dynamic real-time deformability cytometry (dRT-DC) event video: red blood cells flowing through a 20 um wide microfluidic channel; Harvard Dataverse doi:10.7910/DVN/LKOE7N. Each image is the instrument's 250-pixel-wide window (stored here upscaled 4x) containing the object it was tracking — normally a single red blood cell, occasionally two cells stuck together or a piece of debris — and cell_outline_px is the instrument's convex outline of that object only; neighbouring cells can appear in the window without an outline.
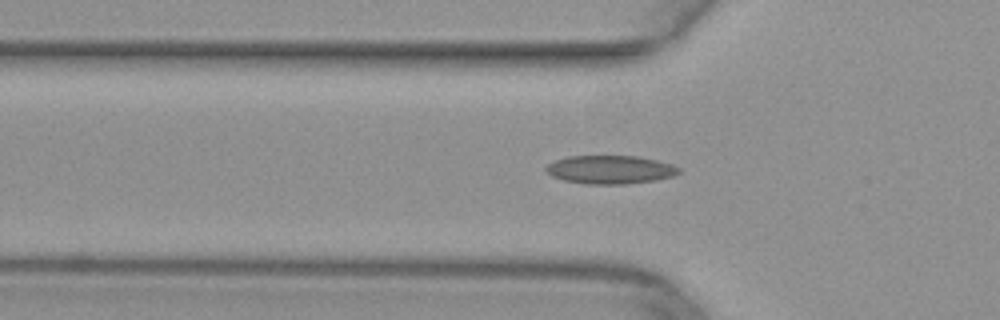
{"species": "common noctule bat (a hibernating species)", "species_latin": "Nyctalus noctula", "temperature_condition": "warm", "stored_images_in_passage": 35, "camera_frame_rate_fps": 3000, "um_per_image_px": 0.085, "animal": {"sex": "female", "body_mass_g": 29.2, "forearm_length_mm": 56.3}, "frame": {"image": 1, "passage_image": 3, "time_ms": 0.667, "image_size_px": [1000, 320], "cell_outline_px": [[680, 172], [676, 176], [656, 180], [624, 184], [584, 184], [564, 180], [552, 176], [544, 168], [548, 164], [556, 160], [568, 156], [640, 156], [672, 164], [680, 168]], "centroid_in_image_um": [51.9, 14.42], "position_along_channel_um": 73.9, "area_um2": 22.08}}
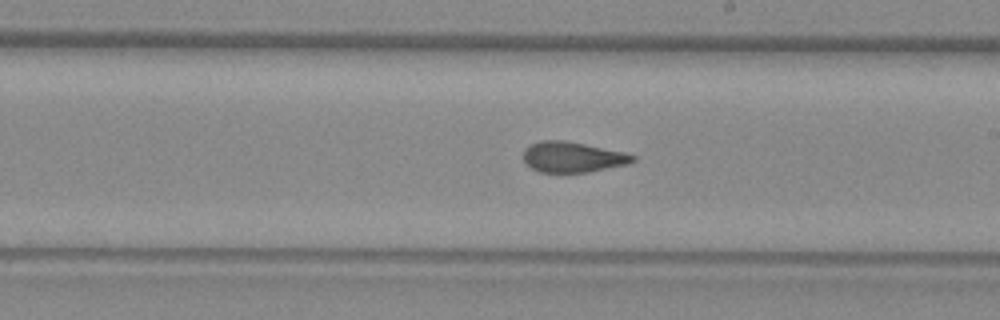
{"frame": {"image": 2, "passage_image": 15, "time_ms": 4.667, "image_size_px": [1000, 320], "cell_outline_px": [[636, 160], [628, 164], [588, 172], [540, 172], [532, 168], [524, 160], [524, 148], [540, 140], [564, 140], [624, 152], [636, 156]], "centroid_in_image_um": [48.68, 13.35], "position_along_channel_um": 240.3, "area_um2": 19.31}}
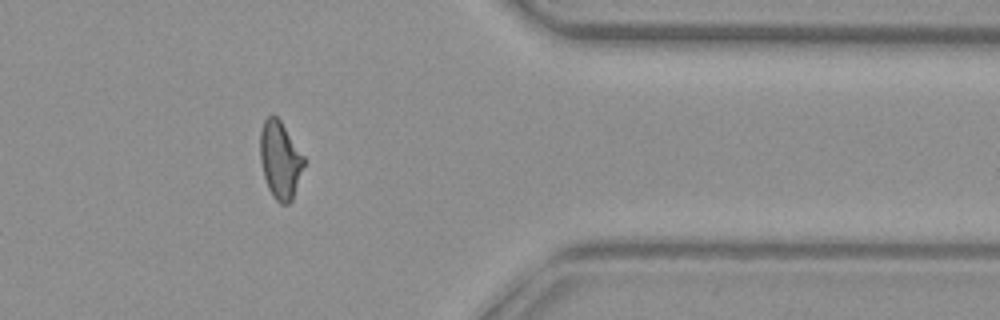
{"frame": {"image": 3, "passage_image": 27, "time_ms": 8.667, "image_size_px": [1000, 320], "cell_outline_px": [[304, 164], [292, 200], [288, 204], [280, 204], [272, 196], [268, 188], [264, 176], [260, 160], [260, 132], [264, 120], [272, 112], [280, 120], [304, 156]], "centroid_in_image_um": [23.79, 13.58], "position_along_channel_um": 387.6, "area_um2": 19.65}}